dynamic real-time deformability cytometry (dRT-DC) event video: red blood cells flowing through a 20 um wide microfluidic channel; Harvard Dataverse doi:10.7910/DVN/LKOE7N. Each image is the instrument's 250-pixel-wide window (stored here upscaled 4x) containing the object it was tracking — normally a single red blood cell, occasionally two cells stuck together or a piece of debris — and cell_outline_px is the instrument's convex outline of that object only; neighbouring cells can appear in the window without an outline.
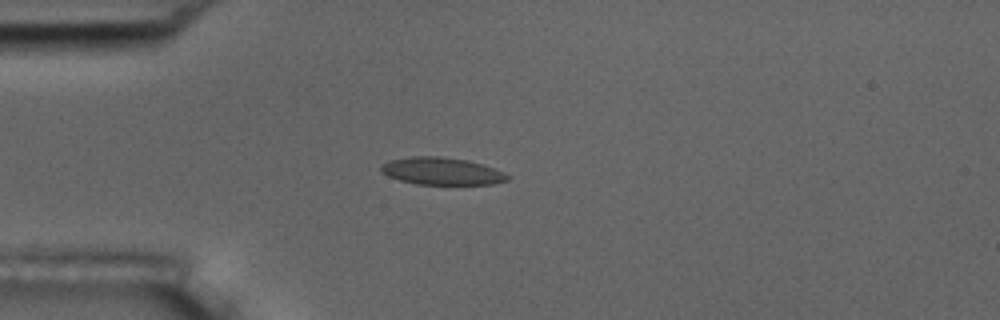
{"species": "common noctule bat (a hibernating species)", "species_latin": "Nyctalus noctula", "temperature_condition": "room temperature", "stored_images_in_passage": 12, "camera_frame_rate_fps": 3000, "um_per_image_px": 0.085, "animal": {"sex": "male", "body_mass_g": 17.5, "forearm_length_mm": 52.3}, "frame": {"image": 1, "passage_image": 3, "time_ms": 3.333, "image_size_px": [1000, 320], "cell_outline_px": [[512, 176], [508, 180], [492, 184], [416, 184], [400, 180], [388, 176], [380, 168], [384, 164], [392, 160], [412, 156], [440, 156], [468, 160], [484, 164], [504, 172]], "centroid_in_image_um": [37.62, 14.55], "position_along_channel_um": 47.4, "area_um2": 20.06}}
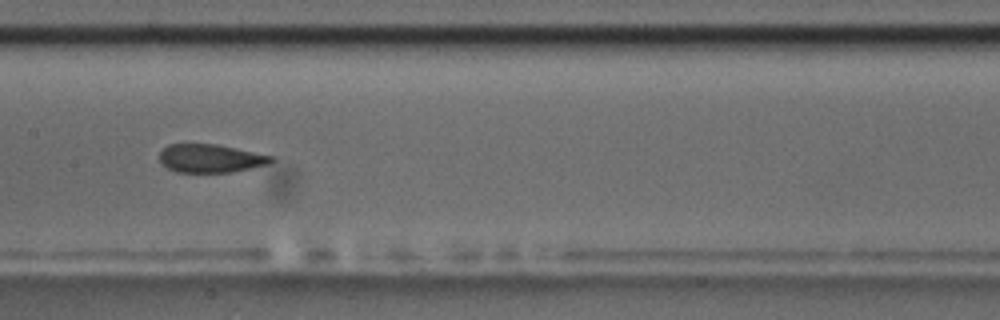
{"frame": {"image": 2, "passage_image": 7, "time_ms": 7.667, "image_size_px": [1000, 320], "cell_outline_px": [[276, 160], [268, 164], [228, 172], [176, 172], [168, 168], [160, 160], [160, 152], [168, 144], [216, 144], [236, 148], [272, 156]], "centroid_in_image_um": [17.89, 13.45], "position_along_channel_um": 189.5, "area_um2": 18.15}}
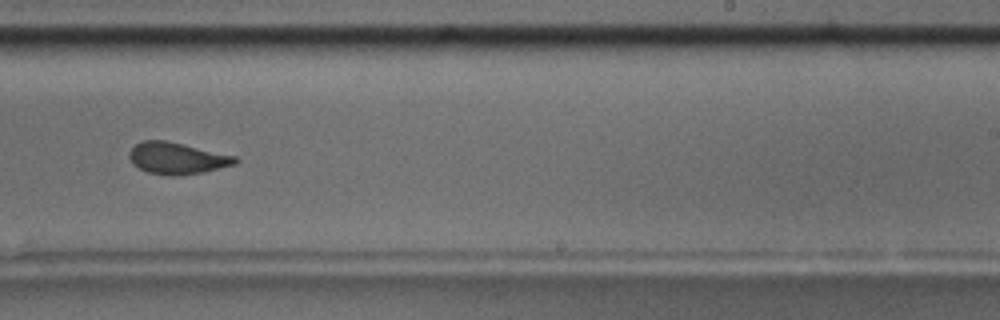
{"frame": {"image": 3, "passage_image": 9, "time_ms": 10.0, "image_size_px": [1000, 320], "cell_outline_px": [[240, 160], [236, 164], [204, 172], [180, 176], [168, 176], [148, 172], [132, 164], [128, 156], [128, 152], [136, 144], [144, 140], [164, 140], [236, 156]], "centroid_in_image_um": [15.04, 13.47], "position_along_channel_um": 274.0, "area_um2": 19.59}, "authors_computed_cell_mechanics": {"area_um2": 19.6809, "velocity_mm_per_s": 3.6213, "shape_relaxation_time_tau1_ms": 5.7984, "shape_relaxation_time_tau2_ms": null, "deformation_change_tau1": 0.1244, "deformation_change_tau2": null}}